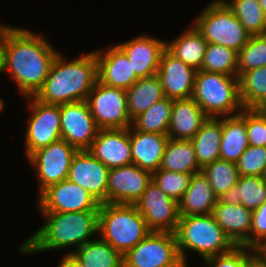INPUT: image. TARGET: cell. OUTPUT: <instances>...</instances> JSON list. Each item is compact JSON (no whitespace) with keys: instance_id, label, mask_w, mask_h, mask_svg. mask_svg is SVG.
Segmentation results:
<instances>
[{"instance_id":"cell-24","label":"cell","mask_w":266,"mask_h":267,"mask_svg":"<svg viewBox=\"0 0 266 267\" xmlns=\"http://www.w3.org/2000/svg\"><path fill=\"white\" fill-rule=\"evenodd\" d=\"M217 200L203 172L195 173L191 177L188 189L178 201L180 217L212 214Z\"/></svg>"},{"instance_id":"cell-49","label":"cell","mask_w":266,"mask_h":267,"mask_svg":"<svg viewBox=\"0 0 266 267\" xmlns=\"http://www.w3.org/2000/svg\"><path fill=\"white\" fill-rule=\"evenodd\" d=\"M262 177H263V179H264V181H265V183H266V169H265V171H264Z\"/></svg>"},{"instance_id":"cell-20","label":"cell","mask_w":266,"mask_h":267,"mask_svg":"<svg viewBox=\"0 0 266 267\" xmlns=\"http://www.w3.org/2000/svg\"><path fill=\"white\" fill-rule=\"evenodd\" d=\"M95 49L98 81L115 88L128 90L139 79L126 54L117 46Z\"/></svg>"},{"instance_id":"cell-6","label":"cell","mask_w":266,"mask_h":267,"mask_svg":"<svg viewBox=\"0 0 266 267\" xmlns=\"http://www.w3.org/2000/svg\"><path fill=\"white\" fill-rule=\"evenodd\" d=\"M192 98L208 117L233 116L244 109L237 76L197 70Z\"/></svg>"},{"instance_id":"cell-41","label":"cell","mask_w":266,"mask_h":267,"mask_svg":"<svg viewBox=\"0 0 266 267\" xmlns=\"http://www.w3.org/2000/svg\"><path fill=\"white\" fill-rule=\"evenodd\" d=\"M249 145L266 147V109H246Z\"/></svg>"},{"instance_id":"cell-8","label":"cell","mask_w":266,"mask_h":267,"mask_svg":"<svg viewBox=\"0 0 266 267\" xmlns=\"http://www.w3.org/2000/svg\"><path fill=\"white\" fill-rule=\"evenodd\" d=\"M124 267H188L183 263L173 232L152 231L124 256Z\"/></svg>"},{"instance_id":"cell-17","label":"cell","mask_w":266,"mask_h":267,"mask_svg":"<svg viewBox=\"0 0 266 267\" xmlns=\"http://www.w3.org/2000/svg\"><path fill=\"white\" fill-rule=\"evenodd\" d=\"M117 46L130 60L136 76L147 78L156 75L162 53L166 49V40L149 34H139L130 40L118 43Z\"/></svg>"},{"instance_id":"cell-7","label":"cell","mask_w":266,"mask_h":267,"mask_svg":"<svg viewBox=\"0 0 266 267\" xmlns=\"http://www.w3.org/2000/svg\"><path fill=\"white\" fill-rule=\"evenodd\" d=\"M193 25L208 43L220 44L237 52L251 36L223 0L210 2Z\"/></svg>"},{"instance_id":"cell-12","label":"cell","mask_w":266,"mask_h":267,"mask_svg":"<svg viewBox=\"0 0 266 267\" xmlns=\"http://www.w3.org/2000/svg\"><path fill=\"white\" fill-rule=\"evenodd\" d=\"M40 213L99 211L100 202L79 185L65 179L37 196Z\"/></svg>"},{"instance_id":"cell-43","label":"cell","mask_w":266,"mask_h":267,"mask_svg":"<svg viewBox=\"0 0 266 267\" xmlns=\"http://www.w3.org/2000/svg\"><path fill=\"white\" fill-rule=\"evenodd\" d=\"M57 267H84V265L73 253H65Z\"/></svg>"},{"instance_id":"cell-28","label":"cell","mask_w":266,"mask_h":267,"mask_svg":"<svg viewBox=\"0 0 266 267\" xmlns=\"http://www.w3.org/2000/svg\"><path fill=\"white\" fill-rule=\"evenodd\" d=\"M222 137V117L208 119L190 140L194 146L198 165H205L220 159V142Z\"/></svg>"},{"instance_id":"cell-2","label":"cell","mask_w":266,"mask_h":267,"mask_svg":"<svg viewBox=\"0 0 266 267\" xmlns=\"http://www.w3.org/2000/svg\"><path fill=\"white\" fill-rule=\"evenodd\" d=\"M99 211L42 213L45 223L19 246L21 254L75 248L98 236Z\"/></svg>"},{"instance_id":"cell-44","label":"cell","mask_w":266,"mask_h":267,"mask_svg":"<svg viewBox=\"0 0 266 267\" xmlns=\"http://www.w3.org/2000/svg\"><path fill=\"white\" fill-rule=\"evenodd\" d=\"M6 42V25L0 24V74L3 73L4 67V49Z\"/></svg>"},{"instance_id":"cell-27","label":"cell","mask_w":266,"mask_h":267,"mask_svg":"<svg viewBox=\"0 0 266 267\" xmlns=\"http://www.w3.org/2000/svg\"><path fill=\"white\" fill-rule=\"evenodd\" d=\"M218 200L230 205L242 204L254 211L266 201V183L262 176H240L238 183Z\"/></svg>"},{"instance_id":"cell-42","label":"cell","mask_w":266,"mask_h":267,"mask_svg":"<svg viewBox=\"0 0 266 267\" xmlns=\"http://www.w3.org/2000/svg\"><path fill=\"white\" fill-rule=\"evenodd\" d=\"M266 240V201L252 214L250 248L256 249Z\"/></svg>"},{"instance_id":"cell-4","label":"cell","mask_w":266,"mask_h":267,"mask_svg":"<svg viewBox=\"0 0 266 267\" xmlns=\"http://www.w3.org/2000/svg\"><path fill=\"white\" fill-rule=\"evenodd\" d=\"M151 232L134 204L100 203L98 235L123 256Z\"/></svg>"},{"instance_id":"cell-35","label":"cell","mask_w":266,"mask_h":267,"mask_svg":"<svg viewBox=\"0 0 266 267\" xmlns=\"http://www.w3.org/2000/svg\"><path fill=\"white\" fill-rule=\"evenodd\" d=\"M201 171L207 177L217 198L236 185L240 177L236 163L221 159L205 165Z\"/></svg>"},{"instance_id":"cell-21","label":"cell","mask_w":266,"mask_h":267,"mask_svg":"<svg viewBox=\"0 0 266 267\" xmlns=\"http://www.w3.org/2000/svg\"><path fill=\"white\" fill-rule=\"evenodd\" d=\"M253 211L242 204L230 205L217 200L212 215L236 246L250 248Z\"/></svg>"},{"instance_id":"cell-33","label":"cell","mask_w":266,"mask_h":267,"mask_svg":"<svg viewBox=\"0 0 266 267\" xmlns=\"http://www.w3.org/2000/svg\"><path fill=\"white\" fill-rule=\"evenodd\" d=\"M173 99L165 97L132 120V127L147 133L168 134Z\"/></svg>"},{"instance_id":"cell-11","label":"cell","mask_w":266,"mask_h":267,"mask_svg":"<svg viewBox=\"0 0 266 267\" xmlns=\"http://www.w3.org/2000/svg\"><path fill=\"white\" fill-rule=\"evenodd\" d=\"M77 151L67 141L60 139L34 151L27 158L36 173L38 196L50 185L67 179L72 158Z\"/></svg>"},{"instance_id":"cell-26","label":"cell","mask_w":266,"mask_h":267,"mask_svg":"<svg viewBox=\"0 0 266 267\" xmlns=\"http://www.w3.org/2000/svg\"><path fill=\"white\" fill-rule=\"evenodd\" d=\"M207 44L202 34L191 25L173 41L166 40V49L185 64L200 70Z\"/></svg>"},{"instance_id":"cell-5","label":"cell","mask_w":266,"mask_h":267,"mask_svg":"<svg viewBox=\"0 0 266 267\" xmlns=\"http://www.w3.org/2000/svg\"><path fill=\"white\" fill-rule=\"evenodd\" d=\"M175 235L180 257L186 265L188 250L196 252L204 260L228 253L236 247L212 214L180 217Z\"/></svg>"},{"instance_id":"cell-19","label":"cell","mask_w":266,"mask_h":267,"mask_svg":"<svg viewBox=\"0 0 266 267\" xmlns=\"http://www.w3.org/2000/svg\"><path fill=\"white\" fill-rule=\"evenodd\" d=\"M88 151L108 169L133 164L129 128L100 129Z\"/></svg>"},{"instance_id":"cell-48","label":"cell","mask_w":266,"mask_h":267,"mask_svg":"<svg viewBox=\"0 0 266 267\" xmlns=\"http://www.w3.org/2000/svg\"><path fill=\"white\" fill-rule=\"evenodd\" d=\"M4 108H5L4 100L0 98V114L2 113V111H4Z\"/></svg>"},{"instance_id":"cell-3","label":"cell","mask_w":266,"mask_h":267,"mask_svg":"<svg viewBox=\"0 0 266 267\" xmlns=\"http://www.w3.org/2000/svg\"><path fill=\"white\" fill-rule=\"evenodd\" d=\"M97 80V57L94 50L71 61L59 51L48 77L34 97L54 105L87 100Z\"/></svg>"},{"instance_id":"cell-16","label":"cell","mask_w":266,"mask_h":267,"mask_svg":"<svg viewBox=\"0 0 266 267\" xmlns=\"http://www.w3.org/2000/svg\"><path fill=\"white\" fill-rule=\"evenodd\" d=\"M109 171L88 150H78L72 158L67 179L88 191L100 203H107Z\"/></svg>"},{"instance_id":"cell-15","label":"cell","mask_w":266,"mask_h":267,"mask_svg":"<svg viewBox=\"0 0 266 267\" xmlns=\"http://www.w3.org/2000/svg\"><path fill=\"white\" fill-rule=\"evenodd\" d=\"M152 181V173L135 164L112 168L107 182V203L135 204Z\"/></svg>"},{"instance_id":"cell-9","label":"cell","mask_w":266,"mask_h":267,"mask_svg":"<svg viewBox=\"0 0 266 267\" xmlns=\"http://www.w3.org/2000/svg\"><path fill=\"white\" fill-rule=\"evenodd\" d=\"M25 100L30 114L23 146L28 158L34 151L61 139L60 105L43 103L34 96Z\"/></svg>"},{"instance_id":"cell-29","label":"cell","mask_w":266,"mask_h":267,"mask_svg":"<svg viewBox=\"0 0 266 267\" xmlns=\"http://www.w3.org/2000/svg\"><path fill=\"white\" fill-rule=\"evenodd\" d=\"M127 112L131 121L148 110L154 103L165 98L163 87L156 75L139 78L126 90Z\"/></svg>"},{"instance_id":"cell-34","label":"cell","mask_w":266,"mask_h":267,"mask_svg":"<svg viewBox=\"0 0 266 267\" xmlns=\"http://www.w3.org/2000/svg\"><path fill=\"white\" fill-rule=\"evenodd\" d=\"M252 35L266 34V14L258 0H223Z\"/></svg>"},{"instance_id":"cell-40","label":"cell","mask_w":266,"mask_h":267,"mask_svg":"<svg viewBox=\"0 0 266 267\" xmlns=\"http://www.w3.org/2000/svg\"><path fill=\"white\" fill-rule=\"evenodd\" d=\"M236 166L240 176H262L266 169V147L249 145Z\"/></svg>"},{"instance_id":"cell-31","label":"cell","mask_w":266,"mask_h":267,"mask_svg":"<svg viewBox=\"0 0 266 267\" xmlns=\"http://www.w3.org/2000/svg\"><path fill=\"white\" fill-rule=\"evenodd\" d=\"M73 254L82 262L84 267H124L123 255L99 236Z\"/></svg>"},{"instance_id":"cell-1","label":"cell","mask_w":266,"mask_h":267,"mask_svg":"<svg viewBox=\"0 0 266 267\" xmlns=\"http://www.w3.org/2000/svg\"><path fill=\"white\" fill-rule=\"evenodd\" d=\"M44 35L6 24L3 73L13 78L23 98L35 96L42 88L59 52Z\"/></svg>"},{"instance_id":"cell-32","label":"cell","mask_w":266,"mask_h":267,"mask_svg":"<svg viewBox=\"0 0 266 267\" xmlns=\"http://www.w3.org/2000/svg\"><path fill=\"white\" fill-rule=\"evenodd\" d=\"M240 100L245 109H266V66L245 72L239 78Z\"/></svg>"},{"instance_id":"cell-13","label":"cell","mask_w":266,"mask_h":267,"mask_svg":"<svg viewBox=\"0 0 266 267\" xmlns=\"http://www.w3.org/2000/svg\"><path fill=\"white\" fill-rule=\"evenodd\" d=\"M134 205L151 231L175 233L180 220L178 201L163 193L153 181Z\"/></svg>"},{"instance_id":"cell-45","label":"cell","mask_w":266,"mask_h":267,"mask_svg":"<svg viewBox=\"0 0 266 267\" xmlns=\"http://www.w3.org/2000/svg\"><path fill=\"white\" fill-rule=\"evenodd\" d=\"M255 250L257 260L263 264H266V240L261 243Z\"/></svg>"},{"instance_id":"cell-22","label":"cell","mask_w":266,"mask_h":267,"mask_svg":"<svg viewBox=\"0 0 266 267\" xmlns=\"http://www.w3.org/2000/svg\"><path fill=\"white\" fill-rule=\"evenodd\" d=\"M133 164L153 173L160 169L168 134H155L129 127Z\"/></svg>"},{"instance_id":"cell-14","label":"cell","mask_w":266,"mask_h":267,"mask_svg":"<svg viewBox=\"0 0 266 267\" xmlns=\"http://www.w3.org/2000/svg\"><path fill=\"white\" fill-rule=\"evenodd\" d=\"M61 139L77 150H88L100 130L86 100L60 105Z\"/></svg>"},{"instance_id":"cell-39","label":"cell","mask_w":266,"mask_h":267,"mask_svg":"<svg viewBox=\"0 0 266 267\" xmlns=\"http://www.w3.org/2000/svg\"><path fill=\"white\" fill-rule=\"evenodd\" d=\"M256 260L255 249L236 246L228 253L204 259L203 263L205 267H251Z\"/></svg>"},{"instance_id":"cell-18","label":"cell","mask_w":266,"mask_h":267,"mask_svg":"<svg viewBox=\"0 0 266 267\" xmlns=\"http://www.w3.org/2000/svg\"><path fill=\"white\" fill-rule=\"evenodd\" d=\"M197 70L172 55L167 49L162 53L156 72L165 94L171 99L192 98Z\"/></svg>"},{"instance_id":"cell-10","label":"cell","mask_w":266,"mask_h":267,"mask_svg":"<svg viewBox=\"0 0 266 267\" xmlns=\"http://www.w3.org/2000/svg\"><path fill=\"white\" fill-rule=\"evenodd\" d=\"M87 103L99 129L129 128L126 90L105 85L97 80Z\"/></svg>"},{"instance_id":"cell-23","label":"cell","mask_w":266,"mask_h":267,"mask_svg":"<svg viewBox=\"0 0 266 267\" xmlns=\"http://www.w3.org/2000/svg\"><path fill=\"white\" fill-rule=\"evenodd\" d=\"M207 119L208 116L193 98L173 99L168 137L191 140Z\"/></svg>"},{"instance_id":"cell-38","label":"cell","mask_w":266,"mask_h":267,"mask_svg":"<svg viewBox=\"0 0 266 267\" xmlns=\"http://www.w3.org/2000/svg\"><path fill=\"white\" fill-rule=\"evenodd\" d=\"M192 175L158 169L152 173V181L163 193L179 201L188 189Z\"/></svg>"},{"instance_id":"cell-47","label":"cell","mask_w":266,"mask_h":267,"mask_svg":"<svg viewBox=\"0 0 266 267\" xmlns=\"http://www.w3.org/2000/svg\"><path fill=\"white\" fill-rule=\"evenodd\" d=\"M260 2L261 7L263 8V11L266 14V0H258Z\"/></svg>"},{"instance_id":"cell-25","label":"cell","mask_w":266,"mask_h":267,"mask_svg":"<svg viewBox=\"0 0 266 267\" xmlns=\"http://www.w3.org/2000/svg\"><path fill=\"white\" fill-rule=\"evenodd\" d=\"M248 146L246 109L239 114L222 117L220 159L236 163Z\"/></svg>"},{"instance_id":"cell-46","label":"cell","mask_w":266,"mask_h":267,"mask_svg":"<svg viewBox=\"0 0 266 267\" xmlns=\"http://www.w3.org/2000/svg\"><path fill=\"white\" fill-rule=\"evenodd\" d=\"M251 267H266V264H263L261 262H259L258 260H256Z\"/></svg>"},{"instance_id":"cell-30","label":"cell","mask_w":266,"mask_h":267,"mask_svg":"<svg viewBox=\"0 0 266 267\" xmlns=\"http://www.w3.org/2000/svg\"><path fill=\"white\" fill-rule=\"evenodd\" d=\"M160 169L195 174L201 172L202 168L198 165L194 146L190 140L169 138Z\"/></svg>"},{"instance_id":"cell-36","label":"cell","mask_w":266,"mask_h":267,"mask_svg":"<svg viewBox=\"0 0 266 267\" xmlns=\"http://www.w3.org/2000/svg\"><path fill=\"white\" fill-rule=\"evenodd\" d=\"M237 67V51L220 44H207L204 61L200 70L238 77Z\"/></svg>"},{"instance_id":"cell-37","label":"cell","mask_w":266,"mask_h":267,"mask_svg":"<svg viewBox=\"0 0 266 267\" xmlns=\"http://www.w3.org/2000/svg\"><path fill=\"white\" fill-rule=\"evenodd\" d=\"M265 66L266 34L252 35L248 42L238 51V78L247 71Z\"/></svg>"}]
</instances>
